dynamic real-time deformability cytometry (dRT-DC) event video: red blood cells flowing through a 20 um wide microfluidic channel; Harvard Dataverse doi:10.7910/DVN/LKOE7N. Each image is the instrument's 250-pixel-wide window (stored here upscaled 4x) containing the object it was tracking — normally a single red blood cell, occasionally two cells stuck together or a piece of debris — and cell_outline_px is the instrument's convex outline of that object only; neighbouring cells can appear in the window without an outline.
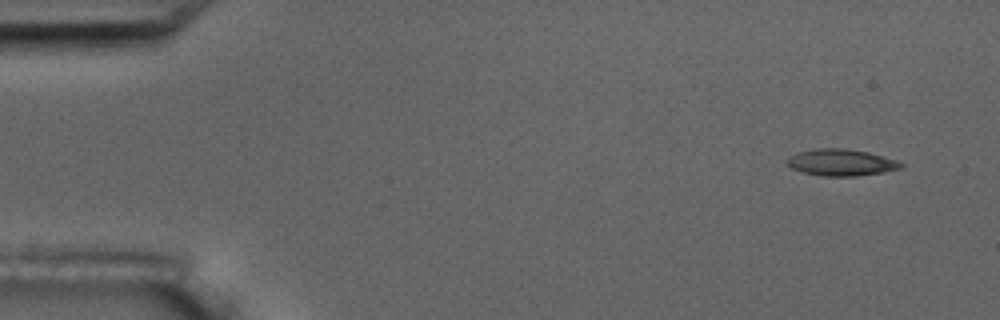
{"species": "common noctule bat (a hibernating species)", "species_latin": "Nyctalus noctula", "temperature_condition": "room temperature", "stored_images_in_passage": 4, "camera_frame_rate_fps": 3000, "um_per_image_px": 0.085, "animal": {"sex": "male", "body_mass_g": 17.5, "forearm_length_mm": 52.3}, "frame": {"image": 1, "passage_image": 1, "time_ms": 0.0, "image_size_px": [1000, 320], "cell_outline_px": [[904, 168], [884, 172], [856, 176], [820, 176], [800, 172], [792, 168], [784, 160], [788, 156], [800, 152], [816, 148], [844, 148], [868, 152], [896, 160], [904, 164]], "centroid_in_image_um": [71.48, 13.81], "position_along_channel_um": 13.5, "area_um2": 17.86}}